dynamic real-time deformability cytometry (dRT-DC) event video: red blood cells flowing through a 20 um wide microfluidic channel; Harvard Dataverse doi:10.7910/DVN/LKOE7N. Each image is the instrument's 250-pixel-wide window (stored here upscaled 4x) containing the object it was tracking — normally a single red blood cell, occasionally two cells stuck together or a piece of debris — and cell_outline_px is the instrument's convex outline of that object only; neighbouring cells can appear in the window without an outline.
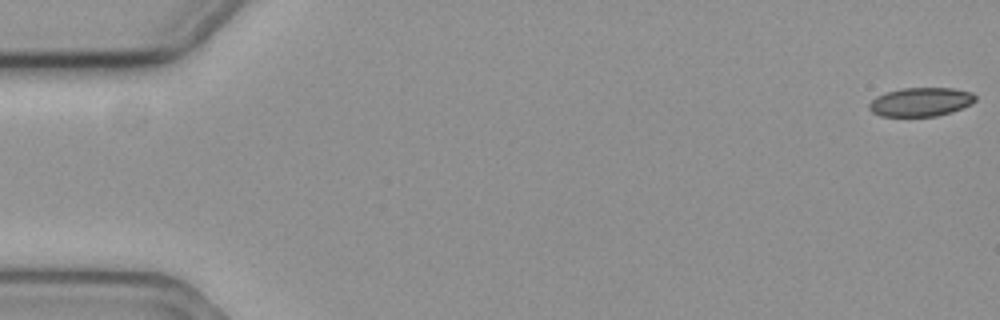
{"species": "common noctule bat (a hibernating species)", "species_latin": "Nyctalus noctula", "temperature_condition": "cold", "stored_images_in_passage": 7, "camera_frame_rate_fps": 3000, "um_per_image_px": 0.085, "animal": {"sex": "female", "body_mass_g": 19.3, "forearm_length_mm": 54.1}, "frame": {"image": 1, "passage_image": 1, "time_ms": 0.0, "image_size_px": [1000, 320], "cell_outline_px": [[976, 100], [972, 104], [952, 112], [936, 116], [880, 116], [872, 112], [868, 108], [868, 104], [876, 96], [888, 92], [904, 88], [952, 88], [972, 92], [976, 96]], "centroid_in_image_um": [78.28, 8.67], "position_along_channel_um": 6.7, "area_um2": 17.86}}